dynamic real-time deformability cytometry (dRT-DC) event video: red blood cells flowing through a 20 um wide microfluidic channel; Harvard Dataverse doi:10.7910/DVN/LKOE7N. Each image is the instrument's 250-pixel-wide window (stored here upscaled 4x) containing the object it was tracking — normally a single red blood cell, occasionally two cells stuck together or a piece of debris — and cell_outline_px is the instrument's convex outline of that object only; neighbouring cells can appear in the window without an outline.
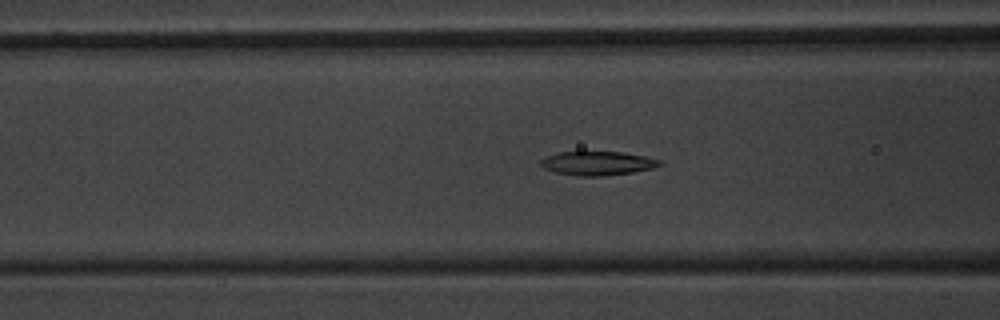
{"species": "common noctule bat (a hibernating species)", "species_latin": "Nyctalus noctula", "temperature_condition": "warm", "stored_images_in_passage": 36, "camera_frame_rate_fps": 3000, "um_per_image_px": 0.085, "animal": {"sex": "male", "body_mass_g": 20.1, "forearm_length_mm": 53.5}, "frame": {"image": 1, "passage_image": 4, "time_ms": 1.0, "image_size_px": [1000, 320], "cell_outline_px": [[664, 164], [652, 168], [632, 172], [600, 176], [576, 176], [556, 172], [544, 168], [540, 164], [540, 160], [548, 156], [560, 152], [624, 152], [644, 156], [660, 160]], "centroid_in_image_um": [50.8, 13.88], "position_along_channel_um": 115.8, "area_um2": 16.42}}
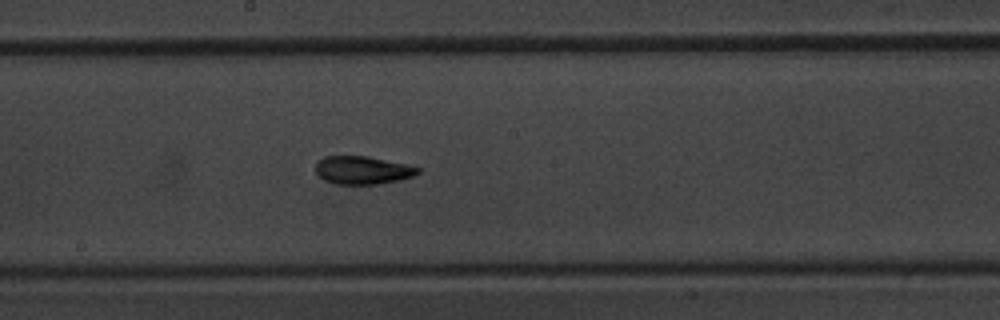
{"frame": {"image": 2, "passage_image": 12, "time_ms": 3.667, "image_size_px": [1000, 320], "cell_outline_px": [[420, 172], [412, 176], [400, 180], [380, 184], [336, 184], [324, 180], [316, 172], [316, 160], [324, 156], [368, 156], [408, 164], [420, 168]], "centroid_in_image_um": [30.82, 14.46], "position_along_channel_um": 217.4, "area_um2": 16.88}}
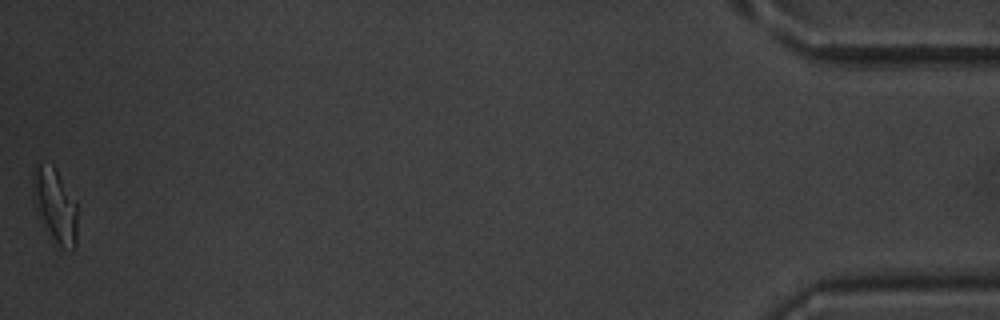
{"frame": {"image": 3, "passage_image": 36, "time_ms": 11.667, "image_size_px": [1000, 320], "cell_outline_px": [[76, 248], [72, 252], [56, 248], [52, 244], [36, 212], [32, 196], [32, 192], [36, 164], [52, 164], [56, 168], [76, 200]], "centroid_in_image_um": [4.69, 17.59], "position_along_channel_um": 430.5, "area_um2": 20.0}}